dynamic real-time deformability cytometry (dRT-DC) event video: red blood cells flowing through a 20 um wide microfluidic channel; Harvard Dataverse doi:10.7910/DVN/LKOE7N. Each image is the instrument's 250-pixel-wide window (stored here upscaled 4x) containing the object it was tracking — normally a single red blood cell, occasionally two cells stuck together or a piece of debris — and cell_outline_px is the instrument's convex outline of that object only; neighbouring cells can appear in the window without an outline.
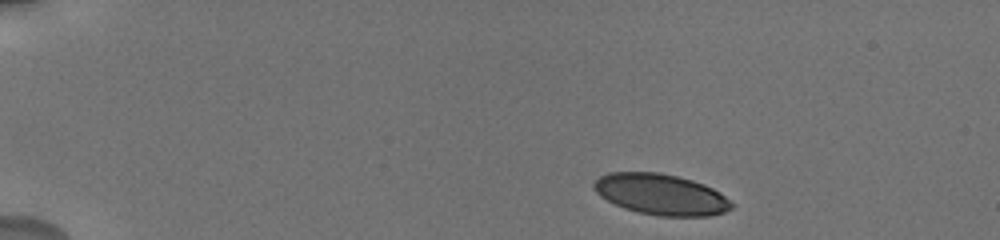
{"species": "human", "species_latin": "Homo sapiens", "temperature_condition": "cold", "stored_images_in_passage": 11, "camera_frame_rate_fps": 3000, "um_per_image_px": 0.085, "donor": {"sex": "male"}, "frame": {"image": 1, "passage_image": 1, "time_ms": 0.0, "image_size_px": [1000, 240], "cell_outline_px": [[732, 208], [724, 212], [712, 216], [660, 216], [640, 212], [624, 208], [600, 196], [592, 188], [592, 184], [600, 176], [608, 172], [660, 172], [692, 180], [704, 184], [712, 188], [724, 196], [732, 204]], "centroid_in_image_um": [56.16, 16.52], "position_along_channel_um": 28.8, "area_um2": 32.66}}
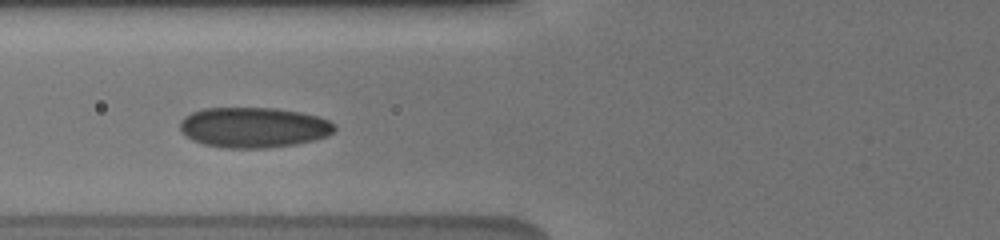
{"frame": {"image": 2, "passage_image": 6, "time_ms": 4.667, "image_size_px": [1000, 240], "cell_outline_px": [[336, 128], [328, 136], [296, 144], [268, 148], [224, 148], [204, 144], [192, 140], [180, 132], [180, 120], [184, 116], [192, 112], [204, 108], [276, 108], [300, 112], [316, 116], [328, 120], [336, 124]], "centroid_in_image_um": [21.53, 10.83], "position_along_channel_um": 104.3, "area_um2": 36.53}}
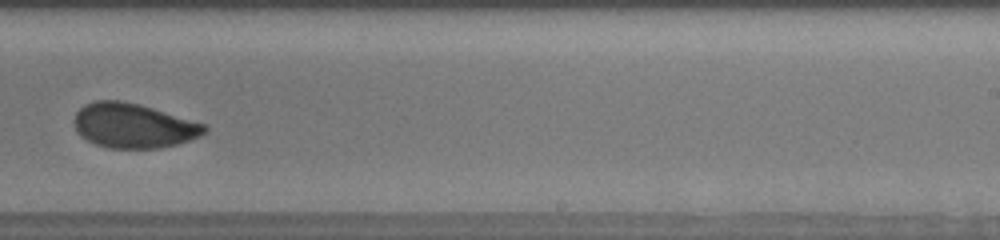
{"frame": {"image": 3, "passage_image": 10, "time_ms": 9.333, "image_size_px": [1000, 240], "cell_outline_px": [[208, 128], [200, 136], [176, 144], [160, 148], [108, 148], [96, 144], [80, 136], [76, 132], [76, 112], [84, 104], [96, 100], [120, 100], [140, 104], [208, 124]], "centroid_in_image_um": [11.36, 10.67], "position_along_channel_um": 277.6, "area_um2": 33.93}}